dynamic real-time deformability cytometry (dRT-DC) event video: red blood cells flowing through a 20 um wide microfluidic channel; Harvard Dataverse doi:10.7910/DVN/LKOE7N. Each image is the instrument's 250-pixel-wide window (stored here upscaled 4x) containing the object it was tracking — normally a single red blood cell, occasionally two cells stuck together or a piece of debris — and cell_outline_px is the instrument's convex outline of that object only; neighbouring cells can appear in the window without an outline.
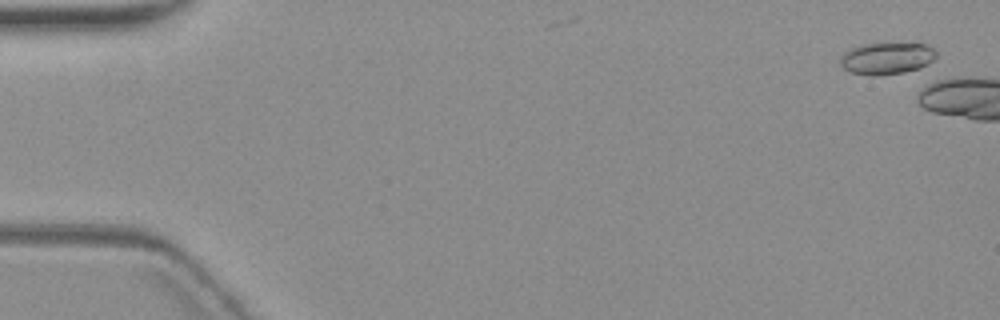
{"species": "common noctule bat (a hibernating species)", "species_latin": "Nyctalus noctula", "temperature_condition": "warm", "stored_images_in_passage": 7, "camera_frame_rate_fps": 3000, "um_per_image_px": 0.085, "animal": {"sex": "female", "body_mass_g": 19.3, "forearm_length_mm": 54.1}, "frame": {"image": 1, "passage_image": 1, "time_ms": 0.0, "image_size_px": [1000, 320], "cell_outline_px": [[936, 56], [928, 64], [920, 68], [904, 72], [872, 76], [868, 76], [848, 72], [840, 64], [840, 56], [844, 52], [860, 44], [920, 40], [932, 48], [936, 52]], "centroid_in_image_um": [75.4, 4.91], "position_along_channel_um": 9.6, "area_um2": 18.73}}